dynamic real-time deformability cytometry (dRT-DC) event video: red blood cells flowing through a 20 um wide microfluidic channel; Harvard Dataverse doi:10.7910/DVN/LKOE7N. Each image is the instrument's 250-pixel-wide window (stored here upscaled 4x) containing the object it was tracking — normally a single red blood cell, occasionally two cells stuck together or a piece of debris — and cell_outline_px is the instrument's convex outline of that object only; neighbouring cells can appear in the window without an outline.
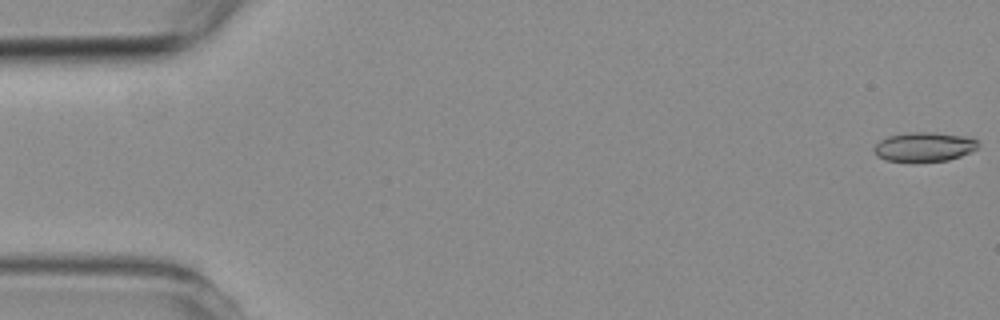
{"species": "common noctule bat (a hibernating species)", "species_latin": "Nyctalus noctula", "temperature_condition": "room temperature", "stored_images_in_passage": 5, "camera_frame_rate_fps": 3000, "um_per_image_px": 0.085, "animal": {"sex": "female", "body_mass_g": 19.3, "forearm_length_mm": 54.1}, "frame": {"image": 1, "passage_image": 1, "time_ms": 0.0, "image_size_px": [1000, 320], "cell_outline_px": [[980, 144], [976, 148], [960, 156], [948, 160], [884, 160], [876, 156], [872, 148], [880, 140], [888, 136], [912, 132], [932, 132], [972, 136]], "centroid_in_image_um": [78.56, 12.45], "position_along_channel_um": 6.4, "area_um2": 17.57}}
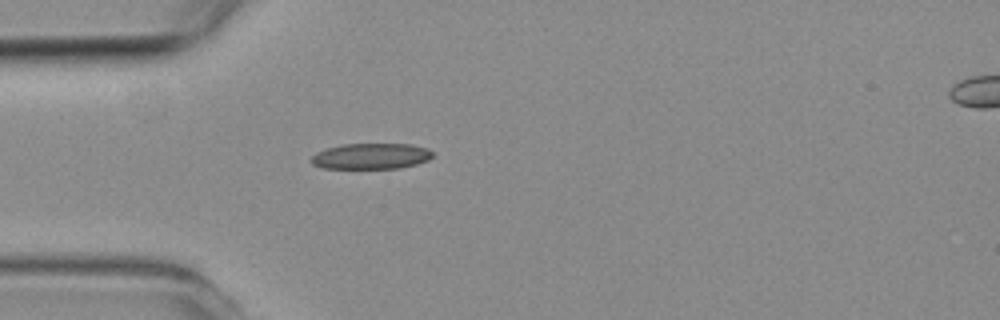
{"frame": {"image": 2, "passage_image": 5, "time_ms": 4.667, "image_size_px": [1000, 320], "cell_outline_px": [[432, 156], [428, 160], [416, 164], [400, 168], [324, 168], [312, 164], [308, 160], [316, 152], [340, 144], [412, 144], [428, 148], [432, 152]], "centroid_in_image_um": [31.52, 13.27], "position_along_channel_um": 53.5, "area_um2": 18.32}}